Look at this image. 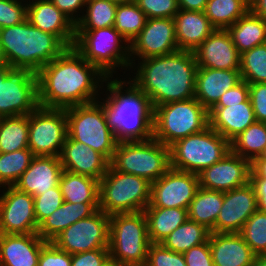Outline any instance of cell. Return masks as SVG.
Wrapping results in <instances>:
<instances>
[{"label":"cell","instance_id":"50","mask_svg":"<svg viewBox=\"0 0 266 266\" xmlns=\"http://www.w3.org/2000/svg\"><path fill=\"white\" fill-rule=\"evenodd\" d=\"M187 266H214L209 240L183 253Z\"/></svg>","mask_w":266,"mask_h":266},{"label":"cell","instance_id":"44","mask_svg":"<svg viewBox=\"0 0 266 266\" xmlns=\"http://www.w3.org/2000/svg\"><path fill=\"white\" fill-rule=\"evenodd\" d=\"M145 266H187L183 253L169 250L161 243H151Z\"/></svg>","mask_w":266,"mask_h":266},{"label":"cell","instance_id":"26","mask_svg":"<svg viewBox=\"0 0 266 266\" xmlns=\"http://www.w3.org/2000/svg\"><path fill=\"white\" fill-rule=\"evenodd\" d=\"M255 122L249 98L239 104H226V107H212L209 110V126L229 142Z\"/></svg>","mask_w":266,"mask_h":266},{"label":"cell","instance_id":"11","mask_svg":"<svg viewBox=\"0 0 266 266\" xmlns=\"http://www.w3.org/2000/svg\"><path fill=\"white\" fill-rule=\"evenodd\" d=\"M68 136L90 146L111 161L117 141L109 128L102 102L73 106L65 109Z\"/></svg>","mask_w":266,"mask_h":266},{"label":"cell","instance_id":"1","mask_svg":"<svg viewBox=\"0 0 266 266\" xmlns=\"http://www.w3.org/2000/svg\"><path fill=\"white\" fill-rule=\"evenodd\" d=\"M36 76L39 106L57 109L98 101V90L108 78L74 47H67Z\"/></svg>","mask_w":266,"mask_h":266},{"label":"cell","instance_id":"8","mask_svg":"<svg viewBox=\"0 0 266 266\" xmlns=\"http://www.w3.org/2000/svg\"><path fill=\"white\" fill-rule=\"evenodd\" d=\"M151 183L114 170L110 165L99 181V209L108 215L144 211L150 204Z\"/></svg>","mask_w":266,"mask_h":266},{"label":"cell","instance_id":"56","mask_svg":"<svg viewBox=\"0 0 266 266\" xmlns=\"http://www.w3.org/2000/svg\"><path fill=\"white\" fill-rule=\"evenodd\" d=\"M250 177L266 179V160H253L251 162Z\"/></svg>","mask_w":266,"mask_h":266},{"label":"cell","instance_id":"36","mask_svg":"<svg viewBox=\"0 0 266 266\" xmlns=\"http://www.w3.org/2000/svg\"><path fill=\"white\" fill-rule=\"evenodd\" d=\"M211 231L195 221L187 219L161 244L177 253H185L190 248L201 245L209 240Z\"/></svg>","mask_w":266,"mask_h":266},{"label":"cell","instance_id":"20","mask_svg":"<svg viewBox=\"0 0 266 266\" xmlns=\"http://www.w3.org/2000/svg\"><path fill=\"white\" fill-rule=\"evenodd\" d=\"M198 67L211 69H240L241 54L227 30L215 29L195 50Z\"/></svg>","mask_w":266,"mask_h":266},{"label":"cell","instance_id":"61","mask_svg":"<svg viewBox=\"0 0 266 266\" xmlns=\"http://www.w3.org/2000/svg\"><path fill=\"white\" fill-rule=\"evenodd\" d=\"M103 266H121V265L118 264L116 261H113V260L110 259Z\"/></svg>","mask_w":266,"mask_h":266},{"label":"cell","instance_id":"24","mask_svg":"<svg viewBox=\"0 0 266 266\" xmlns=\"http://www.w3.org/2000/svg\"><path fill=\"white\" fill-rule=\"evenodd\" d=\"M47 243L37 233L0 234V266H38Z\"/></svg>","mask_w":266,"mask_h":266},{"label":"cell","instance_id":"55","mask_svg":"<svg viewBox=\"0 0 266 266\" xmlns=\"http://www.w3.org/2000/svg\"><path fill=\"white\" fill-rule=\"evenodd\" d=\"M249 11L266 20V0H249Z\"/></svg>","mask_w":266,"mask_h":266},{"label":"cell","instance_id":"45","mask_svg":"<svg viewBox=\"0 0 266 266\" xmlns=\"http://www.w3.org/2000/svg\"><path fill=\"white\" fill-rule=\"evenodd\" d=\"M24 0H0V29L17 25L27 19Z\"/></svg>","mask_w":266,"mask_h":266},{"label":"cell","instance_id":"39","mask_svg":"<svg viewBox=\"0 0 266 266\" xmlns=\"http://www.w3.org/2000/svg\"><path fill=\"white\" fill-rule=\"evenodd\" d=\"M147 17L135 1L117 5L114 28L129 44L144 28Z\"/></svg>","mask_w":266,"mask_h":266},{"label":"cell","instance_id":"43","mask_svg":"<svg viewBox=\"0 0 266 266\" xmlns=\"http://www.w3.org/2000/svg\"><path fill=\"white\" fill-rule=\"evenodd\" d=\"M33 199L37 225H39L44 219L48 218L64 202L59 185L48 189V191L41 195L34 196Z\"/></svg>","mask_w":266,"mask_h":266},{"label":"cell","instance_id":"18","mask_svg":"<svg viewBox=\"0 0 266 266\" xmlns=\"http://www.w3.org/2000/svg\"><path fill=\"white\" fill-rule=\"evenodd\" d=\"M250 173L251 162L230 151L198 174L199 187L227 192L250 182Z\"/></svg>","mask_w":266,"mask_h":266},{"label":"cell","instance_id":"46","mask_svg":"<svg viewBox=\"0 0 266 266\" xmlns=\"http://www.w3.org/2000/svg\"><path fill=\"white\" fill-rule=\"evenodd\" d=\"M149 18H174L179 11L177 0H135Z\"/></svg>","mask_w":266,"mask_h":266},{"label":"cell","instance_id":"13","mask_svg":"<svg viewBox=\"0 0 266 266\" xmlns=\"http://www.w3.org/2000/svg\"><path fill=\"white\" fill-rule=\"evenodd\" d=\"M110 215L98 209L63 230L51 242L69 254L109 249Z\"/></svg>","mask_w":266,"mask_h":266},{"label":"cell","instance_id":"25","mask_svg":"<svg viewBox=\"0 0 266 266\" xmlns=\"http://www.w3.org/2000/svg\"><path fill=\"white\" fill-rule=\"evenodd\" d=\"M241 81L240 69L198 67L194 98L209 111L228 89L235 87Z\"/></svg>","mask_w":266,"mask_h":266},{"label":"cell","instance_id":"15","mask_svg":"<svg viewBox=\"0 0 266 266\" xmlns=\"http://www.w3.org/2000/svg\"><path fill=\"white\" fill-rule=\"evenodd\" d=\"M199 188L198 174L170 168L151 183L147 207L187 209Z\"/></svg>","mask_w":266,"mask_h":266},{"label":"cell","instance_id":"40","mask_svg":"<svg viewBox=\"0 0 266 266\" xmlns=\"http://www.w3.org/2000/svg\"><path fill=\"white\" fill-rule=\"evenodd\" d=\"M33 157L29 148L0 153V187L14 186L29 167Z\"/></svg>","mask_w":266,"mask_h":266},{"label":"cell","instance_id":"9","mask_svg":"<svg viewBox=\"0 0 266 266\" xmlns=\"http://www.w3.org/2000/svg\"><path fill=\"white\" fill-rule=\"evenodd\" d=\"M109 165L153 183L170 168V148L152 138L147 141L118 142Z\"/></svg>","mask_w":266,"mask_h":266},{"label":"cell","instance_id":"54","mask_svg":"<svg viewBox=\"0 0 266 266\" xmlns=\"http://www.w3.org/2000/svg\"><path fill=\"white\" fill-rule=\"evenodd\" d=\"M180 10L204 11L208 0H177Z\"/></svg>","mask_w":266,"mask_h":266},{"label":"cell","instance_id":"33","mask_svg":"<svg viewBox=\"0 0 266 266\" xmlns=\"http://www.w3.org/2000/svg\"><path fill=\"white\" fill-rule=\"evenodd\" d=\"M59 186L64 201L69 203H99V181L95 178L63 170Z\"/></svg>","mask_w":266,"mask_h":266},{"label":"cell","instance_id":"49","mask_svg":"<svg viewBox=\"0 0 266 266\" xmlns=\"http://www.w3.org/2000/svg\"><path fill=\"white\" fill-rule=\"evenodd\" d=\"M109 260V249H95L72 254L71 266H103Z\"/></svg>","mask_w":266,"mask_h":266},{"label":"cell","instance_id":"19","mask_svg":"<svg viewBox=\"0 0 266 266\" xmlns=\"http://www.w3.org/2000/svg\"><path fill=\"white\" fill-rule=\"evenodd\" d=\"M257 209V196L250 182L224 192L214 233H240L246 221Z\"/></svg>","mask_w":266,"mask_h":266},{"label":"cell","instance_id":"42","mask_svg":"<svg viewBox=\"0 0 266 266\" xmlns=\"http://www.w3.org/2000/svg\"><path fill=\"white\" fill-rule=\"evenodd\" d=\"M240 234L256 256H266V212L257 209Z\"/></svg>","mask_w":266,"mask_h":266},{"label":"cell","instance_id":"62","mask_svg":"<svg viewBox=\"0 0 266 266\" xmlns=\"http://www.w3.org/2000/svg\"><path fill=\"white\" fill-rule=\"evenodd\" d=\"M254 160H266V147L260 157H257Z\"/></svg>","mask_w":266,"mask_h":266},{"label":"cell","instance_id":"17","mask_svg":"<svg viewBox=\"0 0 266 266\" xmlns=\"http://www.w3.org/2000/svg\"><path fill=\"white\" fill-rule=\"evenodd\" d=\"M178 50L174 20L172 18H149L144 28L130 44V68H134L135 59L132 58L135 55L140 58L139 60H143L168 55Z\"/></svg>","mask_w":266,"mask_h":266},{"label":"cell","instance_id":"2","mask_svg":"<svg viewBox=\"0 0 266 266\" xmlns=\"http://www.w3.org/2000/svg\"><path fill=\"white\" fill-rule=\"evenodd\" d=\"M137 68L131 82L148 96L153 109L194 98L198 66L193 51L149 57L138 61Z\"/></svg>","mask_w":266,"mask_h":266},{"label":"cell","instance_id":"41","mask_svg":"<svg viewBox=\"0 0 266 266\" xmlns=\"http://www.w3.org/2000/svg\"><path fill=\"white\" fill-rule=\"evenodd\" d=\"M240 73L248 84L266 83V43L241 54Z\"/></svg>","mask_w":266,"mask_h":266},{"label":"cell","instance_id":"6","mask_svg":"<svg viewBox=\"0 0 266 266\" xmlns=\"http://www.w3.org/2000/svg\"><path fill=\"white\" fill-rule=\"evenodd\" d=\"M73 47L108 78H113L117 67H131L130 44L113 26L75 30Z\"/></svg>","mask_w":266,"mask_h":266},{"label":"cell","instance_id":"14","mask_svg":"<svg viewBox=\"0 0 266 266\" xmlns=\"http://www.w3.org/2000/svg\"><path fill=\"white\" fill-rule=\"evenodd\" d=\"M38 106L36 74L11 67L0 80V117L29 115Z\"/></svg>","mask_w":266,"mask_h":266},{"label":"cell","instance_id":"35","mask_svg":"<svg viewBox=\"0 0 266 266\" xmlns=\"http://www.w3.org/2000/svg\"><path fill=\"white\" fill-rule=\"evenodd\" d=\"M29 115L0 117V152L28 148Z\"/></svg>","mask_w":266,"mask_h":266},{"label":"cell","instance_id":"37","mask_svg":"<svg viewBox=\"0 0 266 266\" xmlns=\"http://www.w3.org/2000/svg\"><path fill=\"white\" fill-rule=\"evenodd\" d=\"M230 146L233 153L250 162L260 157L266 147V123L251 124L230 142Z\"/></svg>","mask_w":266,"mask_h":266},{"label":"cell","instance_id":"3","mask_svg":"<svg viewBox=\"0 0 266 266\" xmlns=\"http://www.w3.org/2000/svg\"><path fill=\"white\" fill-rule=\"evenodd\" d=\"M130 80L127 83L117 78L105 80L110 94L106 100L102 99V103L107 124L117 142L147 141L153 138L154 109L148 96Z\"/></svg>","mask_w":266,"mask_h":266},{"label":"cell","instance_id":"47","mask_svg":"<svg viewBox=\"0 0 266 266\" xmlns=\"http://www.w3.org/2000/svg\"><path fill=\"white\" fill-rule=\"evenodd\" d=\"M38 266H71V254L48 242L41 249Z\"/></svg>","mask_w":266,"mask_h":266},{"label":"cell","instance_id":"21","mask_svg":"<svg viewBox=\"0 0 266 266\" xmlns=\"http://www.w3.org/2000/svg\"><path fill=\"white\" fill-rule=\"evenodd\" d=\"M63 170L86 175L100 181L106 174L109 161L90 146L71 139L68 135L59 155Z\"/></svg>","mask_w":266,"mask_h":266},{"label":"cell","instance_id":"60","mask_svg":"<svg viewBox=\"0 0 266 266\" xmlns=\"http://www.w3.org/2000/svg\"><path fill=\"white\" fill-rule=\"evenodd\" d=\"M108 1L119 5V4H124V3H130V2H133L135 0H108Z\"/></svg>","mask_w":266,"mask_h":266},{"label":"cell","instance_id":"31","mask_svg":"<svg viewBox=\"0 0 266 266\" xmlns=\"http://www.w3.org/2000/svg\"><path fill=\"white\" fill-rule=\"evenodd\" d=\"M227 31L240 54L266 43V20L248 11Z\"/></svg>","mask_w":266,"mask_h":266},{"label":"cell","instance_id":"34","mask_svg":"<svg viewBox=\"0 0 266 266\" xmlns=\"http://www.w3.org/2000/svg\"><path fill=\"white\" fill-rule=\"evenodd\" d=\"M249 11V0H208L204 13L215 29L227 30Z\"/></svg>","mask_w":266,"mask_h":266},{"label":"cell","instance_id":"12","mask_svg":"<svg viewBox=\"0 0 266 266\" xmlns=\"http://www.w3.org/2000/svg\"><path fill=\"white\" fill-rule=\"evenodd\" d=\"M67 135L65 109L38 106L29 114L28 148L34 156L59 157Z\"/></svg>","mask_w":266,"mask_h":266},{"label":"cell","instance_id":"4","mask_svg":"<svg viewBox=\"0 0 266 266\" xmlns=\"http://www.w3.org/2000/svg\"><path fill=\"white\" fill-rule=\"evenodd\" d=\"M0 45L9 66L35 74L67 48L56 35L34 27L27 19L0 29Z\"/></svg>","mask_w":266,"mask_h":266},{"label":"cell","instance_id":"10","mask_svg":"<svg viewBox=\"0 0 266 266\" xmlns=\"http://www.w3.org/2000/svg\"><path fill=\"white\" fill-rule=\"evenodd\" d=\"M171 168L199 174L231 151L230 142L208 126L169 146Z\"/></svg>","mask_w":266,"mask_h":266},{"label":"cell","instance_id":"22","mask_svg":"<svg viewBox=\"0 0 266 266\" xmlns=\"http://www.w3.org/2000/svg\"><path fill=\"white\" fill-rule=\"evenodd\" d=\"M27 20L36 28L56 35L67 47L75 43V24L50 0L27 3Z\"/></svg>","mask_w":266,"mask_h":266},{"label":"cell","instance_id":"51","mask_svg":"<svg viewBox=\"0 0 266 266\" xmlns=\"http://www.w3.org/2000/svg\"><path fill=\"white\" fill-rule=\"evenodd\" d=\"M249 98V84L241 81L235 87L228 89L213 107H226V104H239Z\"/></svg>","mask_w":266,"mask_h":266},{"label":"cell","instance_id":"16","mask_svg":"<svg viewBox=\"0 0 266 266\" xmlns=\"http://www.w3.org/2000/svg\"><path fill=\"white\" fill-rule=\"evenodd\" d=\"M0 194V234H31L38 229L34 199L14 186Z\"/></svg>","mask_w":266,"mask_h":266},{"label":"cell","instance_id":"53","mask_svg":"<svg viewBox=\"0 0 266 266\" xmlns=\"http://www.w3.org/2000/svg\"><path fill=\"white\" fill-rule=\"evenodd\" d=\"M250 183L254 187L258 210L266 212V179L260 177H250Z\"/></svg>","mask_w":266,"mask_h":266},{"label":"cell","instance_id":"48","mask_svg":"<svg viewBox=\"0 0 266 266\" xmlns=\"http://www.w3.org/2000/svg\"><path fill=\"white\" fill-rule=\"evenodd\" d=\"M249 99L256 121L266 123V83L249 84Z\"/></svg>","mask_w":266,"mask_h":266},{"label":"cell","instance_id":"57","mask_svg":"<svg viewBox=\"0 0 266 266\" xmlns=\"http://www.w3.org/2000/svg\"><path fill=\"white\" fill-rule=\"evenodd\" d=\"M251 266H266V256H256Z\"/></svg>","mask_w":266,"mask_h":266},{"label":"cell","instance_id":"58","mask_svg":"<svg viewBox=\"0 0 266 266\" xmlns=\"http://www.w3.org/2000/svg\"><path fill=\"white\" fill-rule=\"evenodd\" d=\"M11 68L9 65L0 66V80H4L7 76V71Z\"/></svg>","mask_w":266,"mask_h":266},{"label":"cell","instance_id":"32","mask_svg":"<svg viewBox=\"0 0 266 266\" xmlns=\"http://www.w3.org/2000/svg\"><path fill=\"white\" fill-rule=\"evenodd\" d=\"M223 200L224 192L199 187L188 207V219L205 226L214 233Z\"/></svg>","mask_w":266,"mask_h":266},{"label":"cell","instance_id":"38","mask_svg":"<svg viewBox=\"0 0 266 266\" xmlns=\"http://www.w3.org/2000/svg\"><path fill=\"white\" fill-rule=\"evenodd\" d=\"M85 5L86 14L79 17L75 30H93L114 26L117 4L108 0H86Z\"/></svg>","mask_w":266,"mask_h":266},{"label":"cell","instance_id":"5","mask_svg":"<svg viewBox=\"0 0 266 266\" xmlns=\"http://www.w3.org/2000/svg\"><path fill=\"white\" fill-rule=\"evenodd\" d=\"M150 244L144 211L110 215L111 260L121 266H145Z\"/></svg>","mask_w":266,"mask_h":266},{"label":"cell","instance_id":"23","mask_svg":"<svg viewBox=\"0 0 266 266\" xmlns=\"http://www.w3.org/2000/svg\"><path fill=\"white\" fill-rule=\"evenodd\" d=\"M63 166L57 156H34L14 187L32 197L59 185Z\"/></svg>","mask_w":266,"mask_h":266},{"label":"cell","instance_id":"29","mask_svg":"<svg viewBox=\"0 0 266 266\" xmlns=\"http://www.w3.org/2000/svg\"><path fill=\"white\" fill-rule=\"evenodd\" d=\"M98 209L99 203H69L64 201L57 210L38 225L36 233L43 240L51 242L63 230L75 222L91 216Z\"/></svg>","mask_w":266,"mask_h":266},{"label":"cell","instance_id":"27","mask_svg":"<svg viewBox=\"0 0 266 266\" xmlns=\"http://www.w3.org/2000/svg\"><path fill=\"white\" fill-rule=\"evenodd\" d=\"M209 246L214 266H251L256 257L240 233H211Z\"/></svg>","mask_w":266,"mask_h":266},{"label":"cell","instance_id":"28","mask_svg":"<svg viewBox=\"0 0 266 266\" xmlns=\"http://www.w3.org/2000/svg\"><path fill=\"white\" fill-rule=\"evenodd\" d=\"M173 20L179 50H195L215 30L203 11L179 9Z\"/></svg>","mask_w":266,"mask_h":266},{"label":"cell","instance_id":"7","mask_svg":"<svg viewBox=\"0 0 266 266\" xmlns=\"http://www.w3.org/2000/svg\"><path fill=\"white\" fill-rule=\"evenodd\" d=\"M209 126V111L195 98L169 102L154 108L153 138L170 146Z\"/></svg>","mask_w":266,"mask_h":266},{"label":"cell","instance_id":"30","mask_svg":"<svg viewBox=\"0 0 266 266\" xmlns=\"http://www.w3.org/2000/svg\"><path fill=\"white\" fill-rule=\"evenodd\" d=\"M144 214L150 243H162L188 219V210L182 208L146 207Z\"/></svg>","mask_w":266,"mask_h":266},{"label":"cell","instance_id":"52","mask_svg":"<svg viewBox=\"0 0 266 266\" xmlns=\"http://www.w3.org/2000/svg\"><path fill=\"white\" fill-rule=\"evenodd\" d=\"M62 13H64L75 25L79 21L80 8L86 6V0H50ZM83 7V8H82ZM78 10V11H77ZM77 14V16L75 14Z\"/></svg>","mask_w":266,"mask_h":266},{"label":"cell","instance_id":"59","mask_svg":"<svg viewBox=\"0 0 266 266\" xmlns=\"http://www.w3.org/2000/svg\"><path fill=\"white\" fill-rule=\"evenodd\" d=\"M2 65H8V63L5 59V56H4V53L2 50V46L0 45V66H2Z\"/></svg>","mask_w":266,"mask_h":266}]
</instances>
